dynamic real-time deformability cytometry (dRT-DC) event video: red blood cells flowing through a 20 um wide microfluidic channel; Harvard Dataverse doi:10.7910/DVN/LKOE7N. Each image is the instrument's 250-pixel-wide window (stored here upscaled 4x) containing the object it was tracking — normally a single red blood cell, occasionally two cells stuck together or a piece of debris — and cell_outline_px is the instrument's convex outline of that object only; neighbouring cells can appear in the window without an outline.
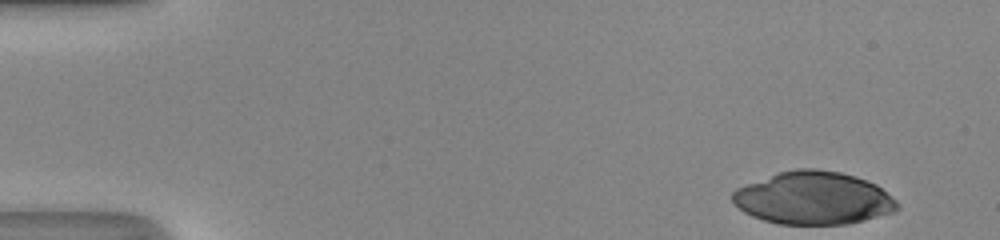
{"species": "human", "species_latin": "Homo sapiens", "temperature_condition": "room temperature", "stored_images_in_passage": 16, "camera_frame_rate_fps": 3000, "um_per_image_px": 0.085, "donor": {"sex": "male"}, "frame": {"image": 1, "passage_image": 1, "time_ms": 0.0, "image_size_px": [1000, 240], "cell_outline_px": [[900, 208], [896, 212], [848, 224], [780, 224], [764, 220], [752, 216], [744, 212], [732, 200], [732, 192], [736, 188], [780, 172], [796, 168], [816, 168], [840, 172], [856, 176], [876, 184], [896, 200]], "centroid_in_image_um": [69.17, 16.84], "position_along_channel_um": 15.8, "area_um2": 50.63}}